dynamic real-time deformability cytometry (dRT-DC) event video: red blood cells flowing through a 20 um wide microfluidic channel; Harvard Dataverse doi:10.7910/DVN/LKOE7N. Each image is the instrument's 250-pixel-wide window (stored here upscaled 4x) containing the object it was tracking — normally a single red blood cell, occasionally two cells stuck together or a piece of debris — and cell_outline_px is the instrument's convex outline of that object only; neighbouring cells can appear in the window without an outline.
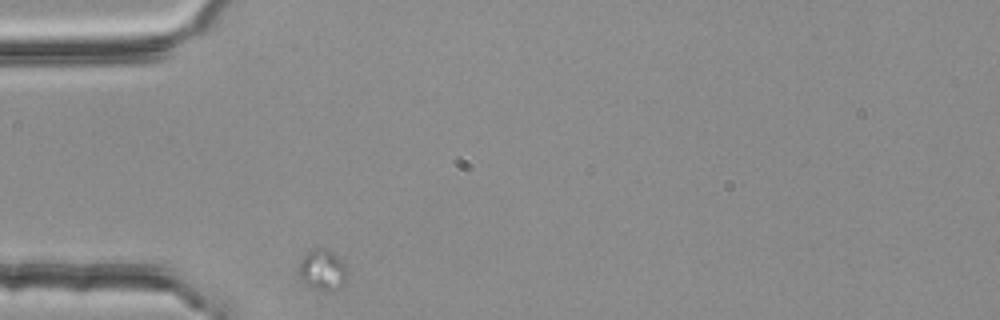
{"species": "common noctule bat (a hibernating species)", "species_latin": "Nyctalus noctula", "temperature_condition": "room temperature", "stored_images_in_passage": 7, "camera_frame_rate_fps": 3000, "um_per_image_px": 0.085, "animal": {"sex": "female", "body_mass_g": 25.1}, "frame": {"image": 1, "passage_image": 1, "time_ms": 0.0, "image_size_px": [1000, 320], "cell_outline_px": [[348, 272], [344, 284], [340, 288], [332, 292], [324, 292], [300, 280], [296, 276], [296, 272], [300, 260], [312, 248], [328, 248], [348, 268]], "centroid_in_image_um": [27.39, 22.96], "position_along_channel_um": 57.6, "area_um2": 11.91}}